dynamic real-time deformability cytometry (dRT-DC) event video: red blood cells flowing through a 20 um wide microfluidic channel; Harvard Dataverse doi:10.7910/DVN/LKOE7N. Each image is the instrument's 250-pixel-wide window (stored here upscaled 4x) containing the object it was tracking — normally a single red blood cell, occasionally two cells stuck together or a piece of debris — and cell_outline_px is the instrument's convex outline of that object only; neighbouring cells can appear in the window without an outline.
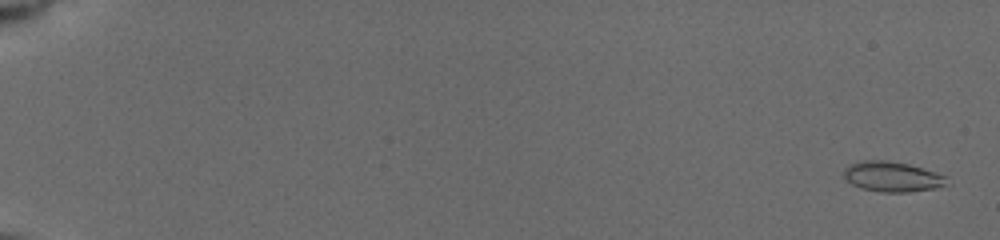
{"species": "common noctule bat (a hibernating species)", "species_latin": "Nyctalus noctula", "temperature_condition": "cold", "stored_images_in_passage": 39, "camera_frame_rate_fps": 3000, "um_per_image_px": 0.085, "animal": {"sex": "female", "body_mass_g": 19.5, "forearm_length_mm": 54.1}, "frame": {"image": 1, "passage_image": 2, "time_ms": 0.333, "image_size_px": [1000, 240], "cell_outline_px": [[952, 184], [932, 188], [908, 192], [880, 192], [860, 188], [852, 184], [844, 176], [844, 168], [848, 164], [864, 160], [884, 160], [908, 164], [948, 176]], "centroid_in_image_um": [75.87, 15.02], "position_along_channel_um": 9.1, "area_um2": 18.21}}
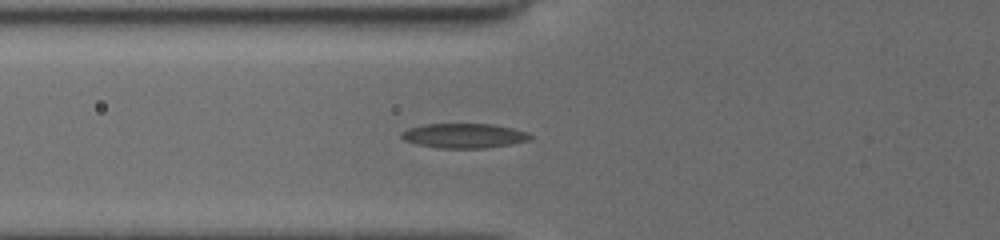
{"frame": {"image": 2, "passage_image": 30, "time_ms": 7.333, "image_size_px": [1000, 240], "cell_outline_px": [[532, 140], [512, 144], [484, 148], [436, 148], [416, 144], [404, 140], [400, 136], [400, 132], [408, 128], [424, 124], [492, 124], [512, 128], [524, 132], [532, 136]], "centroid_in_image_um": [39.41, 11.54], "position_along_channel_um": 86.4, "area_um2": 18.55}}
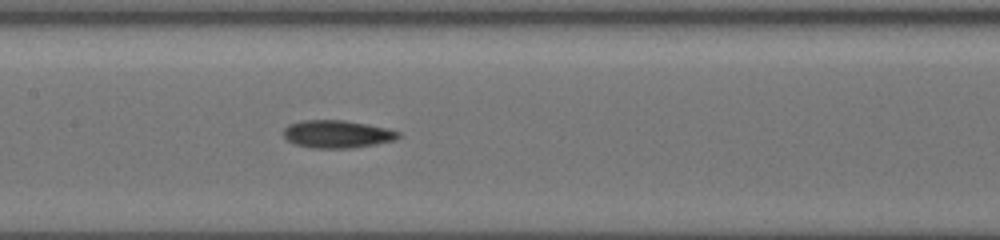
{"frame": {"image": 3, "passage_image": 39, "time_ms": 9.667, "image_size_px": [1000, 240], "cell_outline_px": [[400, 136], [396, 140], [376, 144], [352, 148], [312, 148], [296, 144], [288, 140], [284, 136], [284, 128], [288, 124], [304, 120], [344, 120], [368, 124], [400, 132]], "centroid_in_image_um": [28.66, 11.4], "position_along_channel_um": 178.7, "area_um2": 18.5}}